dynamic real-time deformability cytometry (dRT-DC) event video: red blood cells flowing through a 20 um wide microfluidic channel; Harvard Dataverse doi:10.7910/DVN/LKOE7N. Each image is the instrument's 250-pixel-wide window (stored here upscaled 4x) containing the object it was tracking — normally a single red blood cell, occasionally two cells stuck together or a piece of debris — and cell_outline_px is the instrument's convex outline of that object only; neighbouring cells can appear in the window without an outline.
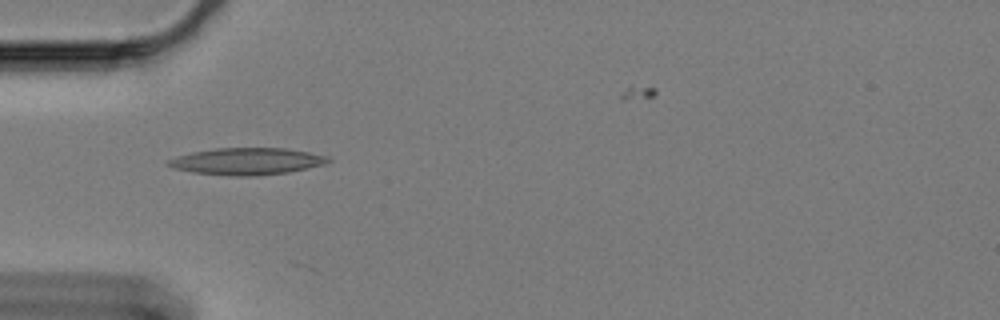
{"species": "Egyptian fruit bat (a non-hibernating species)", "species_latin": "Rousettus aegyptiacus", "temperature_condition": "cold", "stored_images_in_passage": 17, "camera_frame_rate_fps": 3000, "um_per_image_px": 0.085, "animal": {"sex": "female"}, "frame": {"image": 1, "passage_image": 8, "time_ms": 2.333, "image_size_px": [1000, 320], "cell_outline_px": [[332, 160], [324, 164], [288, 172], [256, 176], [236, 176], [192, 172], [172, 168], [164, 164], [168, 160], [176, 156], [192, 152], [216, 148], [284, 148], [308, 152], [328, 156]], "centroid_in_image_um": [20.95, 13.71], "position_along_channel_um": 64.1, "area_um2": 25.03}}
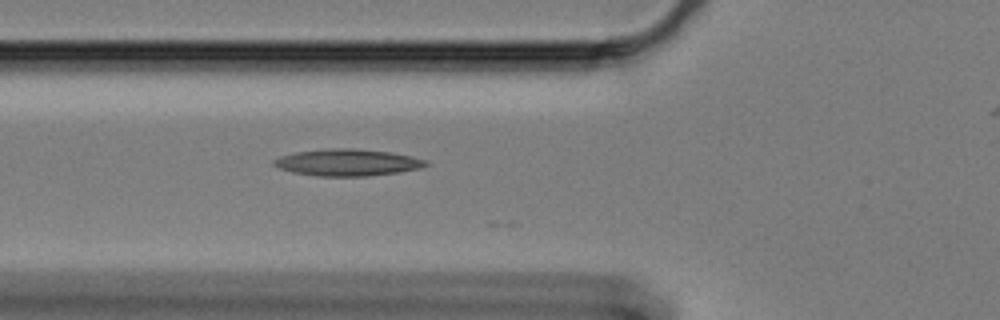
{"frame": {"image": 2, "passage_image": 11, "time_ms": 3.333, "image_size_px": [1000, 320], "cell_outline_px": [[428, 164], [420, 168], [400, 172], [368, 176], [316, 176], [292, 172], [280, 168], [272, 164], [272, 160], [280, 156], [296, 152], [328, 148], [356, 148], [388, 152], [412, 156], [424, 160]], "centroid_in_image_um": [29.5, 13.81], "position_along_channel_um": 96.3, "area_um2": 23.7}}
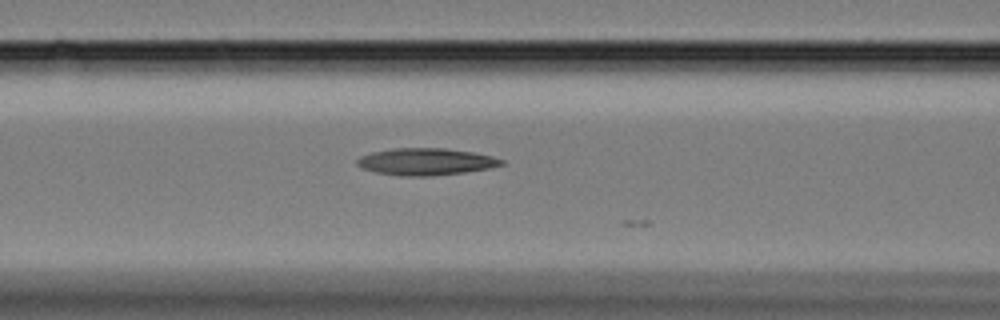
{"frame": {"image": 3, "passage_image": 14, "time_ms": 4.333, "image_size_px": [1000, 320], "cell_outline_px": [[504, 164], [488, 168], [464, 172], [432, 176], [400, 176], [376, 172], [364, 168], [356, 164], [356, 160], [360, 156], [372, 152], [392, 148], [444, 148], [472, 152], [492, 156], [504, 160]], "centroid_in_image_um": [36.18, 13.74], "position_along_channel_um": 130.4, "area_um2": 22.6}}